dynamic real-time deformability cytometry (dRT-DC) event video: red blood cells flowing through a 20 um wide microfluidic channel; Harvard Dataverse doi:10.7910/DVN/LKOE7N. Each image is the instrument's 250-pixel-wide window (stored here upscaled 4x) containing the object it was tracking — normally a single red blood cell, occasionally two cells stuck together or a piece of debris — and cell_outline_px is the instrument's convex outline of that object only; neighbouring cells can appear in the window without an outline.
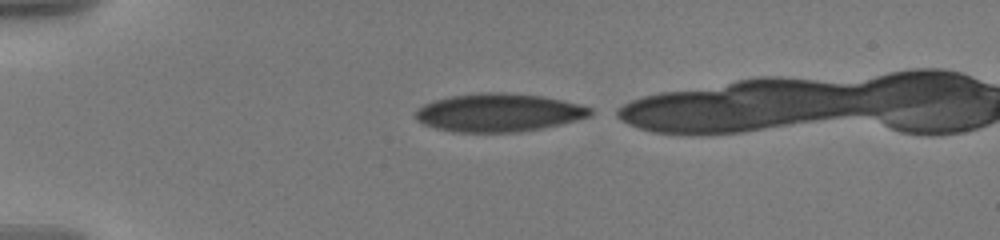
{"species": "human", "species_latin": "Homo sapiens", "temperature_condition": "warm", "stored_images_in_passage": 38, "camera_frame_rate_fps": 3000, "um_per_image_px": 0.085, "donor": {"sex": "male"}, "frame": {"image": 1, "passage_image": 1, "time_ms": 0.0, "image_size_px": [1000, 240], "cell_outline_px": [[600, 112], [592, 116], [544, 128], [520, 132], [452, 132], [436, 128], [424, 124], [416, 116], [416, 108], [432, 100], [452, 96], [480, 92], [508, 92], [540, 96], [564, 100], [580, 104], [592, 108]], "centroid_in_image_um": [42.46, 9.57], "position_along_channel_um": 42.5, "area_um2": 39.3}}
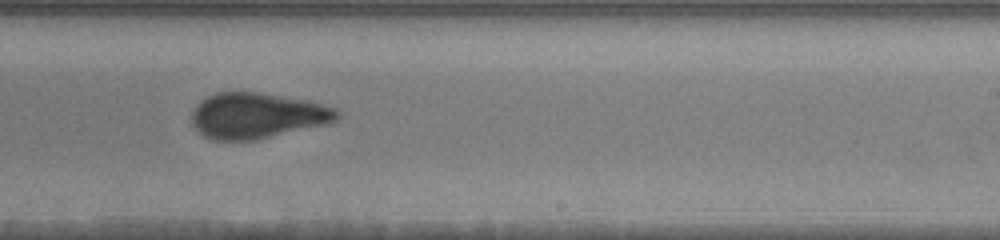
{"frame": {"image": 2, "passage_image": 23, "time_ms": 7.333, "image_size_px": [1000, 240], "cell_outline_px": [[340, 116], [336, 120], [328, 124], [256, 140], [212, 140], [204, 136], [192, 124], [192, 112], [196, 104], [200, 100], [216, 92], [256, 92], [312, 100], [336, 108], [340, 112]], "centroid_in_image_um": [21.89, 9.82], "position_along_channel_um": 267.1, "area_um2": 39.07}}
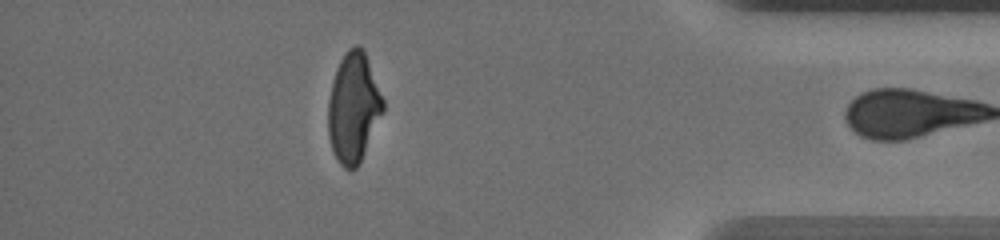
{"frame": {"image": 3, "passage_image": 37, "time_ms": 12.0, "image_size_px": [1000, 240], "cell_outline_px": [[384, 108], [360, 164], [356, 168], [344, 168], [340, 164], [332, 148], [328, 136], [328, 100], [332, 80], [336, 68], [340, 60], [348, 48], [356, 44], [360, 44], [364, 48], [384, 100]], "centroid_in_image_um": [30.04, 9.1], "position_along_channel_um": 405.2, "area_um2": 35.2}}